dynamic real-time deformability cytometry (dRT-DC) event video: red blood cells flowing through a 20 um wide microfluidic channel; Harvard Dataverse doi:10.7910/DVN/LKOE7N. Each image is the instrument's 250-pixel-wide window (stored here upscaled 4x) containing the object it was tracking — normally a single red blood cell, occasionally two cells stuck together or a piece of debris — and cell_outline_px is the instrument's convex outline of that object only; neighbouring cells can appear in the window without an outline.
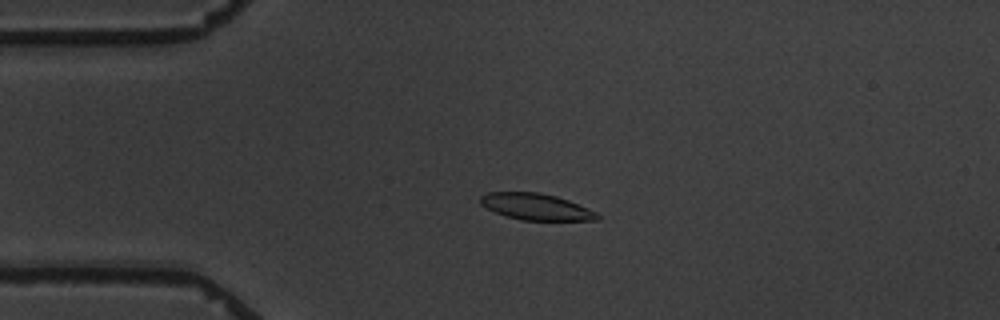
{"species": "common noctule bat (a hibernating species)", "species_latin": "Nyctalus noctula", "temperature_condition": "warm", "stored_images_in_passage": 4, "camera_frame_rate_fps": 3000, "um_per_image_px": 0.085, "animal": {"sex": "male", "body_mass_g": 19.5, "forearm_length_mm": 54.6}, "frame": {"image": 1, "passage_image": 4, "time_ms": 3.667, "image_size_px": [1000, 320], "cell_outline_px": [[600, 220], [520, 220], [504, 216], [480, 204], [480, 196], [488, 192], [540, 192], [556, 196], [568, 200], [588, 208], [596, 212], [600, 216]], "centroid_in_image_um": [45.56, 17.57], "position_along_channel_um": 39.4, "area_um2": 18.03}}